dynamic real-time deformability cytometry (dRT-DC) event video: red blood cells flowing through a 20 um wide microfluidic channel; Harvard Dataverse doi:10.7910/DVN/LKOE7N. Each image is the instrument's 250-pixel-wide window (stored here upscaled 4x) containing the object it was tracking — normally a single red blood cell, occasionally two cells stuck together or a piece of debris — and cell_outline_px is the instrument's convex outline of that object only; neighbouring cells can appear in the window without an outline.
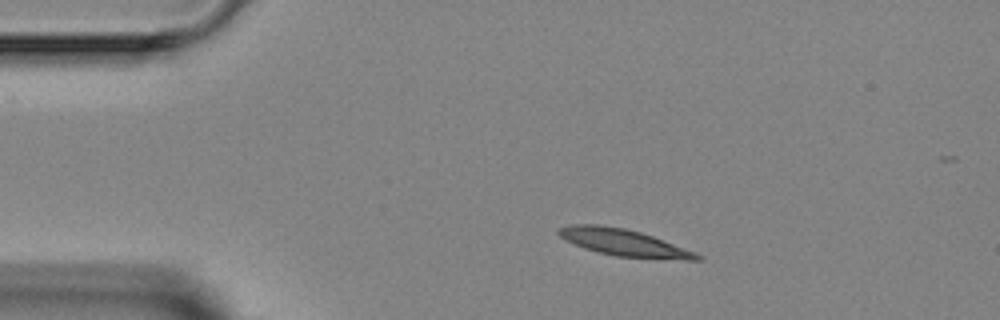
{"species": "Egyptian fruit bat (a non-hibernating species)", "species_latin": "Rousettus aegyptiacus", "temperature_condition": "room temperature", "stored_images_in_passage": 2, "camera_frame_rate_fps": 3000, "um_per_image_px": 0.085, "animal": {"sex": "female"}, "frame": {"image": 1, "passage_image": 1, "time_ms": 0.0, "image_size_px": [1000, 320], "cell_outline_px": [[704, 260], [688, 260], [616, 256], [584, 248], [560, 236], [556, 232], [556, 228], [572, 224], [600, 224], [624, 228], [640, 232], [652, 236], [696, 252], [704, 256]], "centroid_in_image_um": [53.05, 20.61], "position_along_channel_um": 31.9, "area_um2": 21.5}}